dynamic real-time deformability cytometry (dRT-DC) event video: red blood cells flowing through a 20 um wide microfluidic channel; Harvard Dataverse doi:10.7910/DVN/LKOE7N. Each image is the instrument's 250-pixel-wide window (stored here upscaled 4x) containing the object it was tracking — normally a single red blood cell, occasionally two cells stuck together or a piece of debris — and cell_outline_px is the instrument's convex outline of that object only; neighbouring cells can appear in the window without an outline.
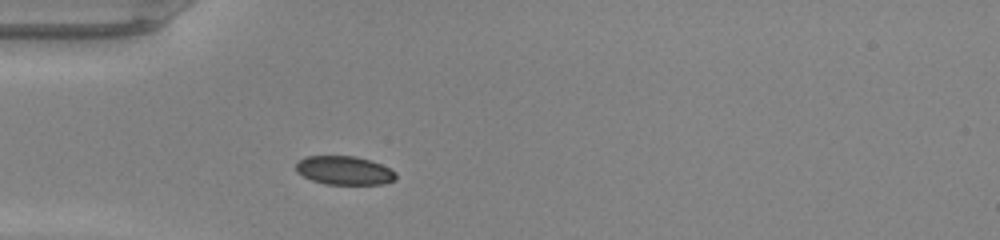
{"species": "common noctule bat (a hibernating species)", "species_latin": "Nyctalus noctula", "temperature_condition": "warm", "stored_images_in_passage": 34, "camera_frame_rate_fps": 3000, "um_per_image_px": 0.085, "animal": {"sex": "male", "body_mass_g": 20.0, "forearm_length_mm": 53.3}, "frame": {"image": 1, "passage_image": 1, "time_ms": 0.0, "image_size_px": [1000, 240], "cell_outline_px": [[396, 180], [384, 184], [324, 184], [312, 180], [296, 172], [296, 164], [304, 156], [356, 156], [372, 160], [396, 172]], "centroid_in_image_um": [29.28, 14.48], "position_along_channel_um": 55.7, "area_um2": 16.76}}
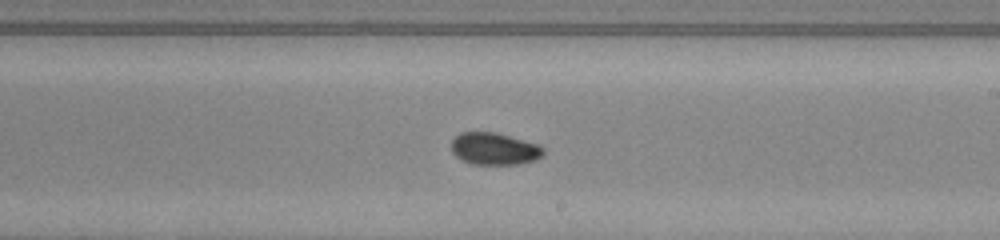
{"frame": {"image": 2, "passage_image": 15, "time_ms": 4.667, "image_size_px": [1000, 240], "cell_outline_px": [[544, 156], [536, 160], [516, 164], [472, 164], [456, 156], [452, 152], [452, 140], [460, 132], [496, 132], [536, 144], [544, 148]], "centroid_in_image_um": [42.03, 12.65], "position_along_channel_um": 247.0, "area_um2": 17.11}}
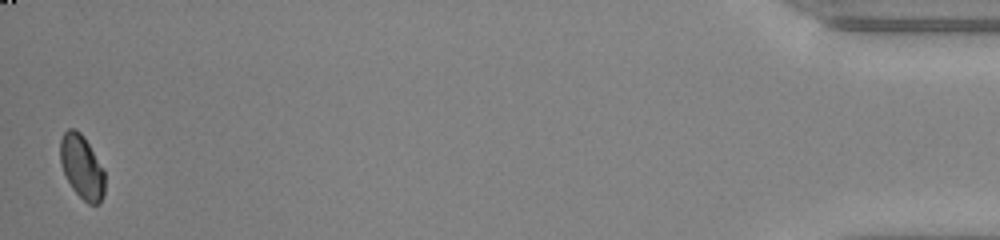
{"frame": {"image": 3, "passage_image": 34, "time_ms": 11.0, "image_size_px": [1000, 240], "cell_outline_px": [[104, 196], [100, 204], [88, 204], [72, 188], [60, 164], [60, 140], [64, 132], [68, 128], [76, 128], [84, 136], [104, 172]], "centroid_in_image_um": [6.94, 14.18], "position_along_channel_um": 428.3, "area_um2": 16.42}, "authors_computed_cell_mechanics": {"area_um2": 17.3111, "velocity_mm_per_s": 4.2704, "shape_relaxation_time_tau1_ms": null, "shape_relaxation_time_tau2_ms": 1.9412, "deformation_change_tau1": null, "deformation_change_tau2": 0.0361}}